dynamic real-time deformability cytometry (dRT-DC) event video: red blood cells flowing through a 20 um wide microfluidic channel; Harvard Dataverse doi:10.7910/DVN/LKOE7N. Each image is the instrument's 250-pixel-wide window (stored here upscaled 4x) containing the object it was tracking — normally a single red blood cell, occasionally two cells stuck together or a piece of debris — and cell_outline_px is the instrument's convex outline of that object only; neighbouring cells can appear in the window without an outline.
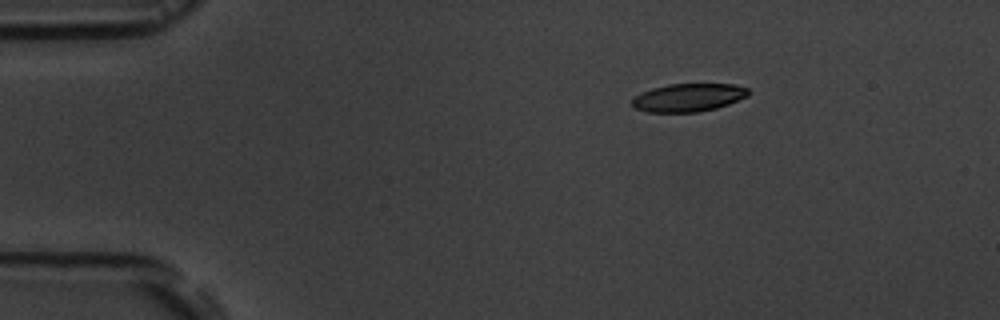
{"species": "common noctule bat (a hibernating species)", "species_latin": "Nyctalus noctula", "temperature_condition": "room temperature", "stored_images_in_passage": 3, "camera_frame_rate_fps": 3000, "um_per_image_px": 0.085, "animal": {"sex": "male", "body_mass_g": 19.5, "forearm_length_mm": 54.6}, "frame": {"image": 1, "passage_image": 1, "time_ms": 0.0, "image_size_px": [1000, 320], "cell_outline_px": [[748, 96], [728, 104], [716, 108], [696, 112], [648, 112], [632, 108], [632, 100], [636, 96], [652, 88], [668, 84], [736, 84], [748, 88]], "centroid_in_image_um": [58.51, 8.29], "position_along_channel_um": 26.5, "area_um2": 18.96}}